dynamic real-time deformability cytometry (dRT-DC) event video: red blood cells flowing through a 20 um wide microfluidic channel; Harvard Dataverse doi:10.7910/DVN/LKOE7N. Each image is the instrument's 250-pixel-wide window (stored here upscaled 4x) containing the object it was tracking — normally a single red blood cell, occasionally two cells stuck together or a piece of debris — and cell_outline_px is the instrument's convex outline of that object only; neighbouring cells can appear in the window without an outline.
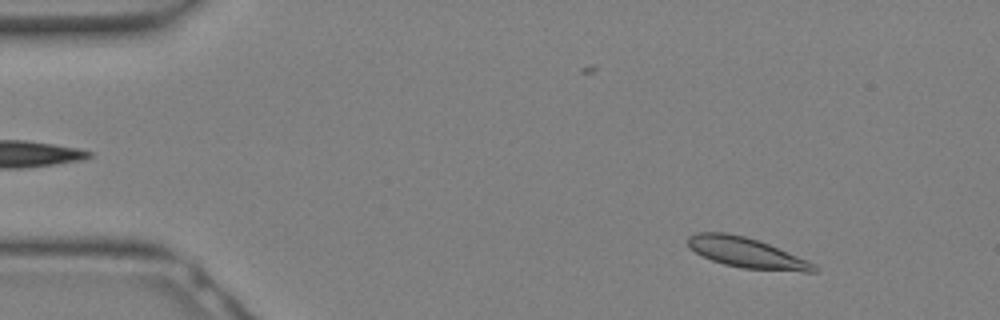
{"species": "Egyptian fruit bat (a non-hibernating species)", "species_latin": "Rousettus aegyptiacus", "temperature_condition": "warm", "stored_images_in_passage": 30, "camera_frame_rate_fps": 3000, "um_per_image_px": 0.085, "animal": {"sex": "female"}, "frame": {"image": 1, "passage_image": 3, "time_ms": 0.667, "image_size_px": [1000, 320], "cell_outline_px": [[816, 272], [804, 272], [740, 268], [724, 264], [712, 260], [696, 252], [688, 244], [688, 236], [696, 232], [724, 232], [744, 236], [768, 244], [808, 260], [816, 264]], "centroid_in_image_um": [63.47, 21.49], "position_along_channel_um": 21.5, "area_um2": 21.96}}
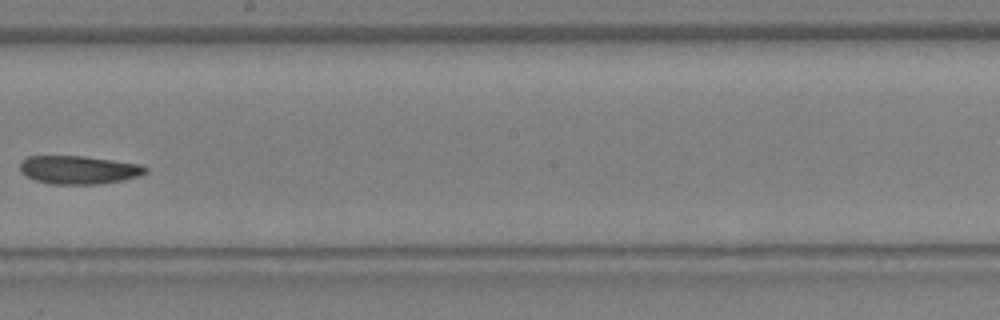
{"frame": {"image": 2, "passage_image": 17, "time_ms": 5.333, "image_size_px": [1000, 320], "cell_outline_px": [[148, 172], [140, 176], [124, 180], [100, 184], [52, 184], [36, 180], [20, 172], [20, 160], [28, 156], [84, 156], [140, 164], [148, 168]], "centroid_in_image_um": [6.71, 14.43], "position_along_channel_um": 241.5, "area_um2": 20.81}}
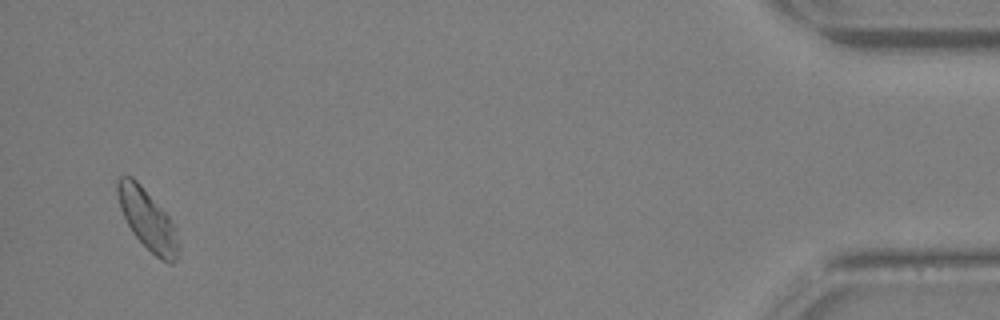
{"frame": {"image": 3, "passage_image": 29, "time_ms": 9.333, "image_size_px": [1000, 320], "cell_outline_px": [[180, 256], [172, 264], [168, 264], [160, 260], [132, 232], [120, 208], [116, 192], [116, 180], [120, 176], [132, 176], [140, 184], [176, 224], [180, 248]], "centroid_in_image_um": [12.59, 18.69], "position_along_channel_um": 422.6, "area_um2": 21.73}}